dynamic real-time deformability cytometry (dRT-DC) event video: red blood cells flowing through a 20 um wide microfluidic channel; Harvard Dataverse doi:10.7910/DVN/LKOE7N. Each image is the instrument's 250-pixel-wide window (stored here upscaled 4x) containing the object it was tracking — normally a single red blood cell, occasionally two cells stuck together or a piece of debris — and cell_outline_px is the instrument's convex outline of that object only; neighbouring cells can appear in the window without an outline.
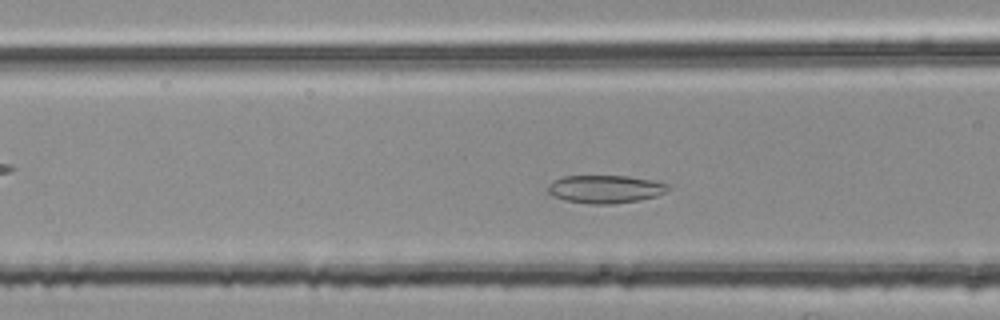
{"species": "common noctule bat (a hibernating species)", "species_latin": "Nyctalus noctula", "temperature_condition": "room temperature", "stored_images_in_passage": 43, "camera_frame_rate_fps": 3000, "um_per_image_px": 0.085, "animal": {"sex": "female", "body_mass_g": 25.1}, "frame": {"image": 1, "passage_image": 14, "time_ms": 4.333, "image_size_px": [1000, 320], "cell_outline_px": [[672, 188], [656, 196], [640, 200], [612, 204], [592, 204], [564, 200], [552, 196], [548, 192], [548, 184], [564, 176], [628, 176], [652, 180], [672, 184]], "centroid_in_image_um": [51.49, 16.07], "position_along_channel_um": 115.1, "area_um2": 19.71}}
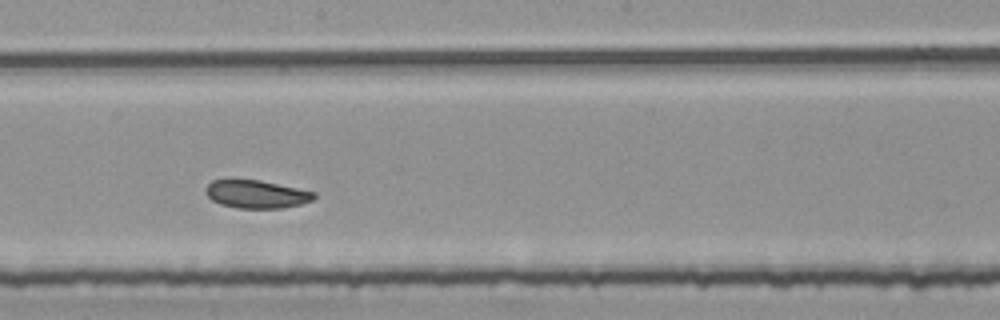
{"frame": {"image": 2, "passage_image": 23, "time_ms": 7.333, "image_size_px": [1000, 320], "cell_outline_px": [[316, 196], [312, 200], [300, 204], [280, 208], [236, 208], [220, 204], [212, 200], [204, 192], [204, 188], [212, 180], [260, 180], [316, 192]], "centroid_in_image_um": [21.77, 16.5], "position_along_channel_um": 226.4, "area_um2": 17.63}}
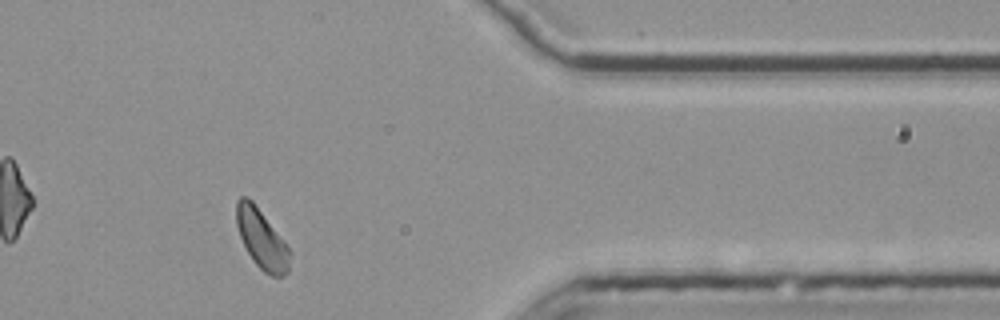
{"frame": {"image": 3, "passage_image": 38, "time_ms": 12.333, "image_size_px": [1000, 320], "cell_outline_px": [[292, 256], [288, 272], [284, 276], [272, 276], [264, 272], [256, 264], [248, 252], [240, 236], [236, 224], [236, 200], [240, 196], [248, 196], [252, 200], [284, 240], [292, 252]], "centroid_in_image_um": [22.27, 20.31], "position_along_channel_um": 389.1, "area_um2": 18.61}, "authors_computed_cell_mechanics": {"area_um2": 18.7272, "velocity_mm_per_s": 3.7189, "shape_relaxation_time_tau1_ms": 8.364, "shape_relaxation_time_tau2_ms": 2.3839, "deformation_change_tau1": 0.1218, "deformation_change_tau2": 0.0699}}